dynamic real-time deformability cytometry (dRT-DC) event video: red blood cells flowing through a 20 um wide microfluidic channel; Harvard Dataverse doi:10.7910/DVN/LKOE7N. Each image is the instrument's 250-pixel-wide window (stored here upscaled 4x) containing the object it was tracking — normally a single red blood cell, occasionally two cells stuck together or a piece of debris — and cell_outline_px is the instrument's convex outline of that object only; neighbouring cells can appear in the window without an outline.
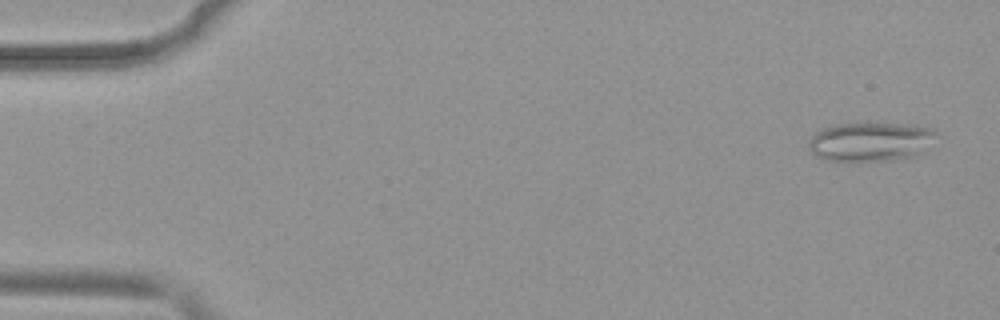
{"species": "common noctule bat (a hibernating species)", "species_latin": "Nyctalus noctula", "temperature_condition": "warm", "stored_images_in_passage": 51, "camera_frame_rate_fps": 3000, "um_per_image_px": 0.085, "animal": {"sex": "female", "body_mass_g": 19.9}, "frame": {"image": 1, "passage_image": 2, "time_ms": 0.333, "image_size_px": [1000, 320], "cell_outline_px": [[936, 132], [916, 152], [908, 156], [888, 160], [828, 160], [816, 156], [812, 152], [808, 144], [808, 140], [816, 132], [824, 128], [836, 124], [912, 124], [932, 128]], "centroid_in_image_um": [73.86, 12.02], "position_along_channel_um": 11.1, "area_um2": 27.69}}
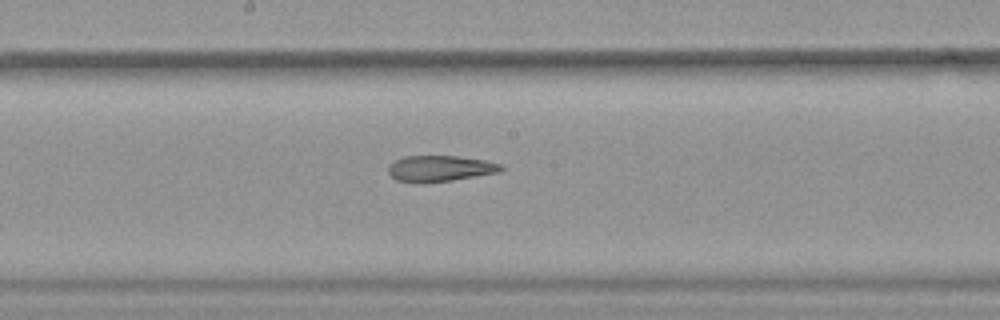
{"frame": {"image": 2, "passage_image": 27, "time_ms": 8.667, "image_size_px": [1000, 320], "cell_outline_px": [[504, 168], [500, 172], [428, 184], [416, 184], [396, 180], [388, 172], [388, 164], [404, 156], [456, 156], [484, 160], [504, 164]], "centroid_in_image_um": [37.38, 14.34], "position_along_channel_um": 210.8, "area_um2": 17.46}}
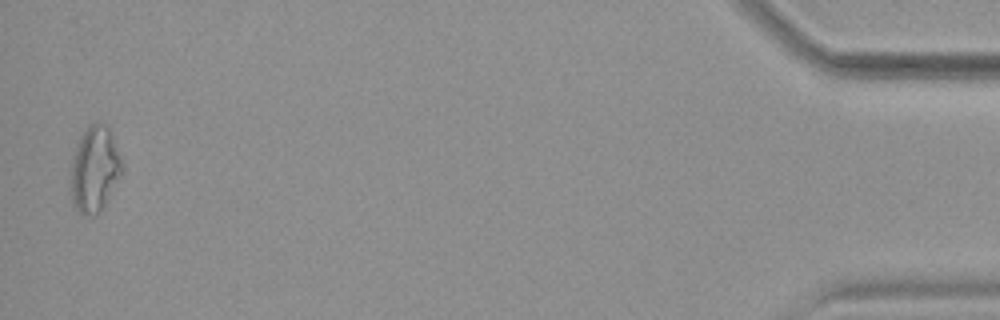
{"frame": {"image": 3, "passage_image": 50, "time_ms": 16.333, "image_size_px": [1000, 320], "cell_outline_px": [[124, 168], [104, 208], [92, 216], [84, 216], [72, 204], [68, 188], [72, 156], [80, 136], [88, 124], [100, 120], [108, 124], [124, 164]], "centroid_in_image_um": [8.02, 14.36], "position_along_channel_um": 427.2, "area_um2": 26.7}, "authors_computed_cell_mechanics": {"area_um2": 21.2126, "velocity_mm_per_s": 3.9498, "shape_relaxation_time_tau1_ms": null, "shape_relaxation_time_tau2_ms": 3.3558, "deformation_change_tau1": null, "deformation_change_tau2": 0.1355}}